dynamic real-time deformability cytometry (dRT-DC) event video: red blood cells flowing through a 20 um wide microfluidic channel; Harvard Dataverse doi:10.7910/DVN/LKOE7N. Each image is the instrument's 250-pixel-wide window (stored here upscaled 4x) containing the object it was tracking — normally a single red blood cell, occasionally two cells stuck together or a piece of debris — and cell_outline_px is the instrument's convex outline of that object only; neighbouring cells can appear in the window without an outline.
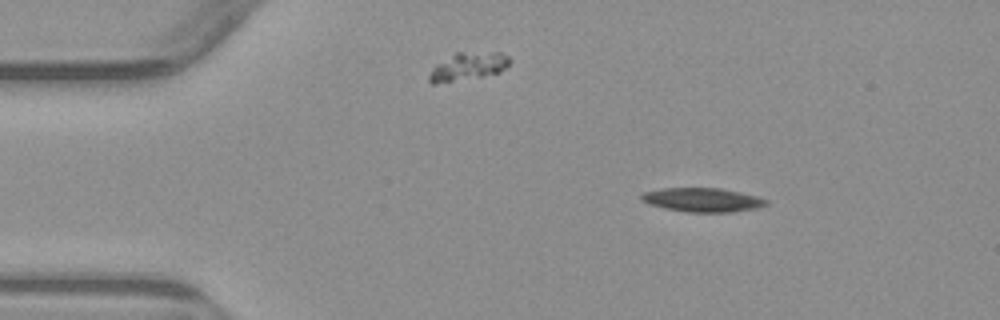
{"species": "common noctule bat (a hibernating species)", "species_latin": "Nyctalus noctula", "temperature_condition": "warm", "stored_images_in_passage": 4, "camera_frame_rate_fps": 3000, "um_per_image_px": 0.085, "animal": {"sex": "male", "body_mass_g": 23.1, "forearm_length_mm": 52.7}, "frame": {"image": 1, "passage_image": 2, "time_ms": 1.333, "image_size_px": [1000, 320], "cell_outline_px": [[768, 204], [756, 208], [732, 212], [688, 212], [648, 204], [640, 200], [640, 196], [644, 192], [664, 188], [720, 188], [740, 192], [756, 196], [768, 200]], "centroid_in_image_um": [59.71, 16.98], "position_along_channel_um": 25.3, "area_um2": 17.28}}
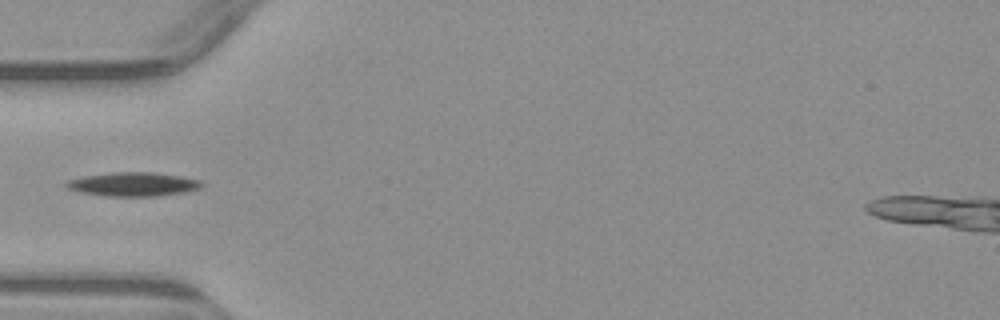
{"frame": {"image": 2, "passage_image": 4, "time_ms": 4.333, "image_size_px": [1000, 320], "cell_outline_px": [[204, 184], [200, 188], [184, 192], [152, 196], [108, 196], [80, 192], [68, 188], [64, 184], [68, 180], [84, 176], [112, 172], [152, 172], [180, 176], [200, 180]], "centroid_in_image_um": [11.32, 15.65], "position_along_channel_um": 73.7, "area_um2": 18.67}}